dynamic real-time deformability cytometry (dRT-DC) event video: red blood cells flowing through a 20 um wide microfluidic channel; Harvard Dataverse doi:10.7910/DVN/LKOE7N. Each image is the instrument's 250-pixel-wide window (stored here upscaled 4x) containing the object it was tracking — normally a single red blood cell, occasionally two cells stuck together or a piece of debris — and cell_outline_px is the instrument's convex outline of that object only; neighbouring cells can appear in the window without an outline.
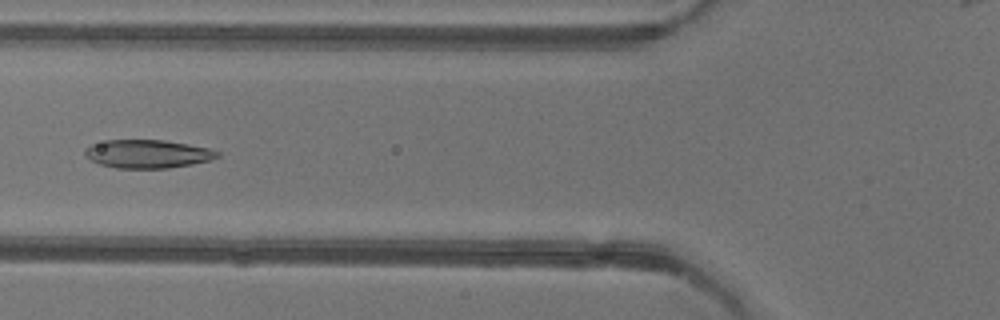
{"species": "common noctule bat (a hibernating species)", "species_latin": "Nyctalus noctula", "temperature_condition": "warm", "stored_images_in_passage": 52, "camera_frame_rate_fps": 3000, "um_per_image_px": 0.085, "animal": {"sex": "female"}, "frame": {"image": 1, "passage_image": 19, "time_ms": 6.0, "image_size_px": [1000, 320], "cell_outline_px": [[220, 156], [208, 160], [192, 164], [168, 168], [116, 168], [100, 164], [84, 156], [84, 148], [92, 144], [108, 140], [164, 140], [188, 144], [208, 148], [220, 152]], "centroid_in_image_um": [12.52, 13.08], "position_along_channel_um": 113.3, "area_um2": 21.79}}
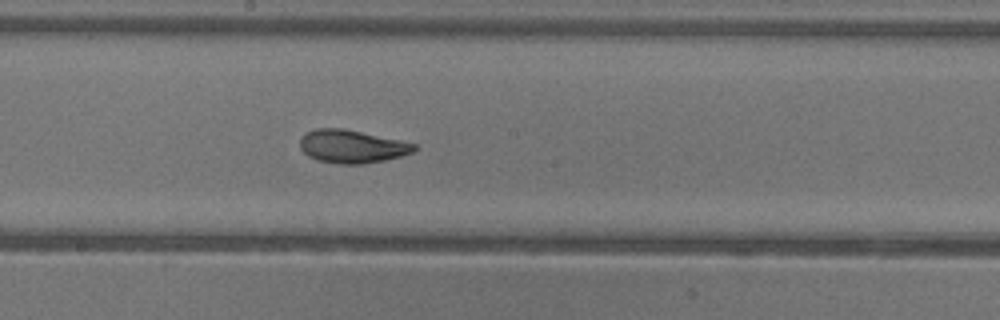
{"frame": {"image": 2, "passage_image": 27, "time_ms": 8.667, "image_size_px": [1000, 320], "cell_outline_px": [[420, 148], [412, 152], [400, 156], [384, 160], [364, 164], [340, 164], [316, 160], [308, 156], [300, 148], [300, 136], [316, 128], [344, 128], [400, 140], [416, 144]], "centroid_in_image_um": [29.91, 12.45], "position_along_channel_um": 218.3, "area_um2": 22.14}}
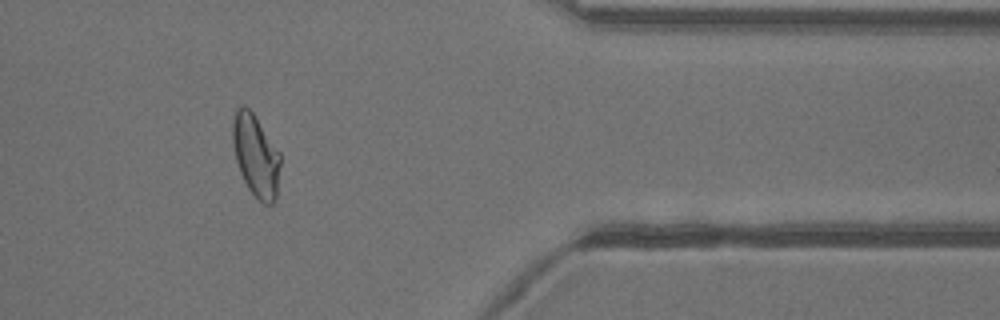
{"frame": {"image": 3, "passage_image": 42, "time_ms": 13.667, "image_size_px": [1000, 320], "cell_outline_px": [[280, 164], [276, 196], [272, 204], [264, 204], [248, 188], [240, 172], [236, 160], [232, 140], [232, 120], [236, 108], [244, 104], [252, 112], [280, 152]], "centroid_in_image_um": [21.73, 13.19], "position_along_channel_um": 389.7, "area_um2": 22.6}}